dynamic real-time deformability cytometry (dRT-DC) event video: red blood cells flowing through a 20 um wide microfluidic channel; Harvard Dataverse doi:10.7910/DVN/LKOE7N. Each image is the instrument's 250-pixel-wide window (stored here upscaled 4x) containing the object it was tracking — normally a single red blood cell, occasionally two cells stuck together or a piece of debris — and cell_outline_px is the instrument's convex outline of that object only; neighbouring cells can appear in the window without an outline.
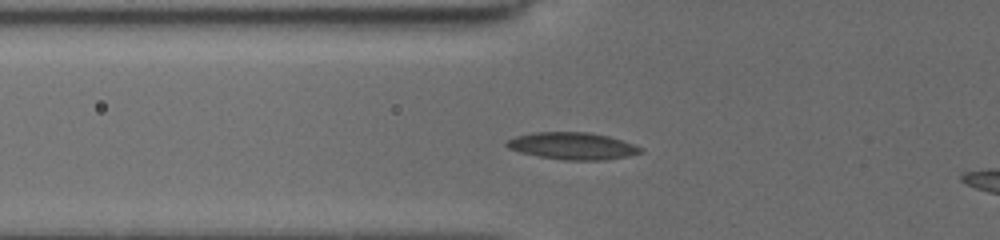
{"species": "common noctule bat (a hibernating species)", "species_latin": "Nyctalus noctula", "temperature_condition": "cold", "stored_images_in_passage": 21, "camera_frame_rate_fps": 3000, "um_per_image_px": 0.085, "animal": {"sex": "female", "body_mass_g": 19.5, "forearm_length_mm": 54.1}, "frame": {"image": 1, "passage_image": 18, "time_ms": 4.333, "image_size_px": [1000, 240], "cell_outline_px": [[644, 152], [628, 156], [604, 160], [564, 160], [536, 156], [520, 152], [508, 148], [504, 144], [508, 140], [516, 136], [532, 132], [588, 132], [608, 136], [644, 148]], "centroid_in_image_um": [48.65, 12.41], "position_along_channel_um": 77.1, "area_um2": 21.15}}